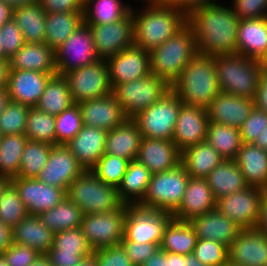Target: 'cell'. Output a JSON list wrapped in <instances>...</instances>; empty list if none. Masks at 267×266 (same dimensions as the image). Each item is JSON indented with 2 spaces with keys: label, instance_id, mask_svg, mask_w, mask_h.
Wrapping results in <instances>:
<instances>
[{
  "label": "cell",
  "instance_id": "6da1fadb",
  "mask_svg": "<svg viewBox=\"0 0 267 266\" xmlns=\"http://www.w3.org/2000/svg\"><path fill=\"white\" fill-rule=\"evenodd\" d=\"M240 19L231 7L221 4L202 6L187 16L196 38L198 53L209 56L236 54Z\"/></svg>",
  "mask_w": 267,
  "mask_h": 266
},
{
  "label": "cell",
  "instance_id": "7a4b0ae2",
  "mask_svg": "<svg viewBox=\"0 0 267 266\" xmlns=\"http://www.w3.org/2000/svg\"><path fill=\"white\" fill-rule=\"evenodd\" d=\"M147 4L140 13L133 8L130 11L134 45L150 52L181 30L187 24V16L162 1H147Z\"/></svg>",
  "mask_w": 267,
  "mask_h": 266
},
{
  "label": "cell",
  "instance_id": "3957f363",
  "mask_svg": "<svg viewBox=\"0 0 267 266\" xmlns=\"http://www.w3.org/2000/svg\"><path fill=\"white\" fill-rule=\"evenodd\" d=\"M171 90L183 104L207 108L221 92L215 56L197 53L171 85Z\"/></svg>",
  "mask_w": 267,
  "mask_h": 266
},
{
  "label": "cell",
  "instance_id": "277c9868",
  "mask_svg": "<svg viewBox=\"0 0 267 266\" xmlns=\"http://www.w3.org/2000/svg\"><path fill=\"white\" fill-rule=\"evenodd\" d=\"M150 70L170 86L198 53L192 28L186 24L175 35L150 52Z\"/></svg>",
  "mask_w": 267,
  "mask_h": 266
},
{
  "label": "cell",
  "instance_id": "5b68a950",
  "mask_svg": "<svg viewBox=\"0 0 267 266\" xmlns=\"http://www.w3.org/2000/svg\"><path fill=\"white\" fill-rule=\"evenodd\" d=\"M217 80L222 92L255 99L262 68L259 60L241 54L215 56Z\"/></svg>",
  "mask_w": 267,
  "mask_h": 266
},
{
  "label": "cell",
  "instance_id": "8992f818",
  "mask_svg": "<svg viewBox=\"0 0 267 266\" xmlns=\"http://www.w3.org/2000/svg\"><path fill=\"white\" fill-rule=\"evenodd\" d=\"M66 196L83 214L110 212L124 205L117 188L105 184L91 170H85L70 184Z\"/></svg>",
  "mask_w": 267,
  "mask_h": 266
},
{
  "label": "cell",
  "instance_id": "52a82bcc",
  "mask_svg": "<svg viewBox=\"0 0 267 266\" xmlns=\"http://www.w3.org/2000/svg\"><path fill=\"white\" fill-rule=\"evenodd\" d=\"M173 219V214L163 209L127 205L122 241L161 245L165 229Z\"/></svg>",
  "mask_w": 267,
  "mask_h": 266
},
{
  "label": "cell",
  "instance_id": "ba28073f",
  "mask_svg": "<svg viewBox=\"0 0 267 266\" xmlns=\"http://www.w3.org/2000/svg\"><path fill=\"white\" fill-rule=\"evenodd\" d=\"M170 90L171 86L165 80L151 72L142 78L116 85L112 93L127 118H134Z\"/></svg>",
  "mask_w": 267,
  "mask_h": 266
},
{
  "label": "cell",
  "instance_id": "9c48e42d",
  "mask_svg": "<svg viewBox=\"0 0 267 266\" xmlns=\"http://www.w3.org/2000/svg\"><path fill=\"white\" fill-rule=\"evenodd\" d=\"M189 178L181 163L174 169L152 174L146 194L139 204L173 213L183 200Z\"/></svg>",
  "mask_w": 267,
  "mask_h": 266
},
{
  "label": "cell",
  "instance_id": "30bf717a",
  "mask_svg": "<svg viewBox=\"0 0 267 266\" xmlns=\"http://www.w3.org/2000/svg\"><path fill=\"white\" fill-rule=\"evenodd\" d=\"M182 104L170 90L159 101L136 115L133 119L138 124L142 138L172 140Z\"/></svg>",
  "mask_w": 267,
  "mask_h": 266
},
{
  "label": "cell",
  "instance_id": "8fae6325",
  "mask_svg": "<svg viewBox=\"0 0 267 266\" xmlns=\"http://www.w3.org/2000/svg\"><path fill=\"white\" fill-rule=\"evenodd\" d=\"M127 205L98 214H84L80 229L93 251L121 244Z\"/></svg>",
  "mask_w": 267,
  "mask_h": 266
},
{
  "label": "cell",
  "instance_id": "7c38bea8",
  "mask_svg": "<svg viewBox=\"0 0 267 266\" xmlns=\"http://www.w3.org/2000/svg\"><path fill=\"white\" fill-rule=\"evenodd\" d=\"M69 83L74 103L100 98L112 93L108 66L99 59L90 65L76 68L63 75Z\"/></svg>",
  "mask_w": 267,
  "mask_h": 266
},
{
  "label": "cell",
  "instance_id": "4fadbf2b",
  "mask_svg": "<svg viewBox=\"0 0 267 266\" xmlns=\"http://www.w3.org/2000/svg\"><path fill=\"white\" fill-rule=\"evenodd\" d=\"M99 59L92 32L86 23L78 27L62 45L55 49L58 75H64L70 70L90 65Z\"/></svg>",
  "mask_w": 267,
  "mask_h": 266
},
{
  "label": "cell",
  "instance_id": "5bb4252c",
  "mask_svg": "<svg viewBox=\"0 0 267 266\" xmlns=\"http://www.w3.org/2000/svg\"><path fill=\"white\" fill-rule=\"evenodd\" d=\"M265 190L247 188L227 194L216 200V209L242 229L256 228L262 195Z\"/></svg>",
  "mask_w": 267,
  "mask_h": 266
},
{
  "label": "cell",
  "instance_id": "9a60e30c",
  "mask_svg": "<svg viewBox=\"0 0 267 266\" xmlns=\"http://www.w3.org/2000/svg\"><path fill=\"white\" fill-rule=\"evenodd\" d=\"M87 25L92 32L95 50L100 59L106 60L134 45L131 11L114 23Z\"/></svg>",
  "mask_w": 267,
  "mask_h": 266
},
{
  "label": "cell",
  "instance_id": "2e32d148",
  "mask_svg": "<svg viewBox=\"0 0 267 266\" xmlns=\"http://www.w3.org/2000/svg\"><path fill=\"white\" fill-rule=\"evenodd\" d=\"M112 89L151 73L150 53L135 45L105 60Z\"/></svg>",
  "mask_w": 267,
  "mask_h": 266
},
{
  "label": "cell",
  "instance_id": "e0dca14e",
  "mask_svg": "<svg viewBox=\"0 0 267 266\" xmlns=\"http://www.w3.org/2000/svg\"><path fill=\"white\" fill-rule=\"evenodd\" d=\"M84 171L70 149L64 144H58L51 148L48 161L37 179L67 192L70 184Z\"/></svg>",
  "mask_w": 267,
  "mask_h": 266
},
{
  "label": "cell",
  "instance_id": "ac0fdd59",
  "mask_svg": "<svg viewBox=\"0 0 267 266\" xmlns=\"http://www.w3.org/2000/svg\"><path fill=\"white\" fill-rule=\"evenodd\" d=\"M92 254L93 250L78 227L55 233L54 244L45 255L52 266H78Z\"/></svg>",
  "mask_w": 267,
  "mask_h": 266
},
{
  "label": "cell",
  "instance_id": "d6986e66",
  "mask_svg": "<svg viewBox=\"0 0 267 266\" xmlns=\"http://www.w3.org/2000/svg\"><path fill=\"white\" fill-rule=\"evenodd\" d=\"M11 183L16 187L29 215H39L50 210L66 197L63 188L44 184L37 178L15 176L11 178Z\"/></svg>",
  "mask_w": 267,
  "mask_h": 266
},
{
  "label": "cell",
  "instance_id": "ffe728a7",
  "mask_svg": "<svg viewBox=\"0 0 267 266\" xmlns=\"http://www.w3.org/2000/svg\"><path fill=\"white\" fill-rule=\"evenodd\" d=\"M209 122L206 108L182 104L172 138L177 149L182 152L187 147L206 141Z\"/></svg>",
  "mask_w": 267,
  "mask_h": 266
},
{
  "label": "cell",
  "instance_id": "44dd1931",
  "mask_svg": "<svg viewBox=\"0 0 267 266\" xmlns=\"http://www.w3.org/2000/svg\"><path fill=\"white\" fill-rule=\"evenodd\" d=\"M56 74L57 72L10 69L6 88L9 99L35 107L48 81Z\"/></svg>",
  "mask_w": 267,
  "mask_h": 266
},
{
  "label": "cell",
  "instance_id": "7402d4cb",
  "mask_svg": "<svg viewBox=\"0 0 267 266\" xmlns=\"http://www.w3.org/2000/svg\"><path fill=\"white\" fill-rule=\"evenodd\" d=\"M228 256L239 266H267V235L257 228L241 229L228 247Z\"/></svg>",
  "mask_w": 267,
  "mask_h": 266
},
{
  "label": "cell",
  "instance_id": "603a6c76",
  "mask_svg": "<svg viewBox=\"0 0 267 266\" xmlns=\"http://www.w3.org/2000/svg\"><path fill=\"white\" fill-rule=\"evenodd\" d=\"M83 125L101 128L107 131L122 124L127 116L113 93L78 103Z\"/></svg>",
  "mask_w": 267,
  "mask_h": 266
},
{
  "label": "cell",
  "instance_id": "cb8c5ba5",
  "mask_svg": "<svg viewBox=\"0 0 267 266\" xmlns=\"http://www.w3.org/2000/svg\"><path fill=\"white\" fill-rule=\"evenodd\" d=\"M255 106V99L221 91L206 109L210 122L240 128Z\"/></svg>",
  "mask_w": 267,
  "mask_h": 266
},
{
  "label": "cell",
  "instance_id": "d4e9b609",
  "mask_svg": "<svg viewBox=\"0 0 267 266\" xmlns=\"http://www.w3.org/2000/svg\"><path fill=\"white\" fill-rule=\"evenodd\" d=\"M180 156L172 140L142 138L136 160L156 174L174 169L180 164Z\"/></svg>",
  "mask_w": 267,
  "mask_h": 266
},
{
  "label": "cell",
  "instance_id": "484cf974",
  "mask_svg": "<svg viewBox=\"0 0 267 266\" xmlns=\"http://www.w3.org/2000/svg\"><path fill=\"white\" fill-rule=\"evenodd\" d=\"M214 209H216V199L207 179L190 177L183 200L172 214L178 221H190Z\"/></svg>",
  "mask_w": 267,
  "mask_h": 266
},
{
  "label": "cell",
  "instance_id": "4316f807",
  "mask_svg": "<svg viewBox=\"0 0 267 266\" xmlns=\"http://www.w3.org/2000/svg\"><path fill=\"white\" fill-rule=\"evenodd\" d=\"M107 132L83 125L76 136L65 144L84 170H91L104 155Z\"/></svg>",
  "mask_w": 267,
  "mask_h": 266
},
{
  "label": "cell",
  "instance_id": "83f0119b",
  "mask_svg": "<svg viewBox=\"0 0 267 266\" xmlns=\"http://www.w3.org/2000/svg\"><path fill=\"white\" fill-rule=\"evenodd\" d=\"M189 223L192 225L197 239L217 241L227 247L233 243L242 229L217 209L196 216Z\"/></svg>",
  "mask_w": 267,
  "mask_h": 266
},
{
  "label": "cell",
  "instance_id": "f1b7e54d",
  "mask_svg": "<svg viewBox=\"0 0 267 266\" xmlns=\"http://www.w3.org/2000/svg\"><path fill=\"white\" fill-rule=\"evenodd\" d=\"M142 134L133 118L107 132L104 154L114 155L129 161L136 160Z\"/></svg>",
  "mask_w": 267,
  "mask_h": 266
},
{
  "label": "cell",
  "instance_id": "f546056e",
  "mask_svg": "<svg viewBox=\"0 0 267 266\" xmlns=\"http://www.w3.org/2000/svg\"><path fill=\"white\" fill-rule=\"evenodd\" d=\"M12 242L28 246L45 255L54 244L55 233L47 228L38 215H28L11 228Z\"/></svg>",
  "mask_w": 267,
  "mask_h": 266
},
{
  "label": "cell",
  "instance_id": "4dcf8cb0",
  "mask_svg": "<svg viewBox=\"0 0 267 266\" xmlns=\"http://www.w3.org/2000/svg\"><path fill=\"white\" fill-rule=\"evenodd\" d=\"M8 62L9 69L57 72L55 50L46 43H25Z\"/></svg>",
  "mask_w": 267,
  "mask_h": 266
},
{
  "label": "cell",
  "instance_id": "1f68e13d",
  "mask_svg": "<svg viewBox=\"0 0 267 266\" xmlns=\"http://www.w3.org/2000/svg\"><path fill=\"white\" fill-rule=\"evenodd\" d=\"M267 50V17L240 20L237 54L260 60Z\"/></svg>",
  "mask_w": 267,
  "mask_h": 266
},
{
  "label": "cell",
  "instance_id": "d6a6232c",
  "mask_svg": "<svg viewBox=\"0 0 267 266\" xmlns=\"http://www.w3.org/2000/svg\"><path fill=\"white\" fill-rule=\"evenodd\" d=\"M235 161L248 186L267 190V150L243 143Z\"/></svg>",
  "mask_w": 267,
  "mask_h": 266
},
{
  "label": "cell",
  "instance_id": "836d02e7",
  "mask_svg": "<svg viewBox=\"0 0 267 266\" xmlns=\"http://www.w3.org/2000/svg\"><path fill=\"white\" fill-rule=\"evenodd\" d=\"M180 157L190 177L203 179L225 160L207 141L185 148Z\"/></svg>",
  "mask_w": 267,
  "mask_h": 266
},
{
  "label": "cell",
  "instance_id": "e575fe53",
  "mask_svg": "<svg viewBox=\"0 0 267 266\" xmlns=\"http://www.w3.org/2000/svg\"><path fill=\"white\" fill-rule=\"evenodd\" d=\"M47 13L40 1L13 9L12 19L19 26L26 43H44Z\"/></svg>",
  "mask_w": 267,
  "mask_h": 266
},
{
  "label": "cell",
  "instance_id": "d590c367",
  "mask_svg": "<svg viewBox=\"0 0 267 266\" xmlns=\"http://www.w3.org/2000/svg\"><path fill=\"white\" fill-rule=\"evenodd\" d=\"M206 179L216 200L248 187L235 159L224 160L208 174Z\"/></svg>",
  "mask_w": 267,
  "mask_h": 266
},
{
  "label": "cell",
  "instance_id": "8d00e7d4",
  "mask_svg": "<svg viewBox=\"0 0 267 266\" xmlns=\"http://www.w3.org/2000/svg\"><path fill=\"white\" fill-rule=\"evenodd\" d=\"M148 168L137 160L128 163L120 186L117 188L121 201L126 204H139L147 191L151 178Z\"/></svg>",
  "mask_w": 267,
  "mask_h": 266
},
{
  "label": "cell",
  "instance_id": "74e56055",
  "mask_svg": "<svg viewBox=\"0 0 267 266\" xmlns=\"http://www.w3.org/2000/svg\"><path fill=\"white\" fill-rule=\"evenodd\" d=\"M84 23L83 12L47 13L44 43L57 49Z\"/></svg>",
  "mask_w": 267,
  "mask_h": 266
},
{
  "label": "cell",
  "instance_id": "f35d334b",
  "mask_svg": "<svg viewBox=\"0 0 267 266\" xmlns=\"http://www.w3.org/2000/svg\"><path fill=\"white\" fill-rule=\"evenodd\" d=\"M74 104L69 83L63 75H54L47 83L36 108L57 116Z\"/></svg>",
  "mask_w": 267,
  "mask_h": 266
},
{
  "label": "cell",
  "instance_id": "ab89813d",
  "mask_svg": "<svg viewBox=\"0 0 267 266\" xmlns=\"http://www.w3.org/2000/svg\"><path fill=\"white\" fill-rule=\"evenodd\" d=\"M83 215V211L66 196L55 207L38 216L47 228L58 233L80 227Z\"/></svg>",
  "mask_w": 267,
  "mask_h": 266
},
{
  "label": "cell",
  "instance_id": "60d3db41",
  "mask_svg": "<svg viewBox=\"0 0 267 266\" xmlns=\"http://www.w3.org/2000/svg\"><path fill=\"white\" fill-rule=\"evenodd\" d=\"M197 235L189 221L173 219L166 227L160 248L165 252L193 254Z\"/></svg>",
  "mask_w": 267,
  "mask_h": 266
},
{
  "label": "cell",
  "instance_id": "b9f144b4",
  "mask_svg": "<svg viewBox=\"0 0 267 266\" xmlns=\"http://www.w3.org/2000/svg\"><path fill=\"white\" fill-rule=\"evenodd\" d=\"M121 0H84L83 18L86 24H108L124 18L131 10Z\"/></svg>",
  "mask_w": 267,
  "mask_h": 266
},
{
  "label": "cell",
  "instance_id": "7bdbcfd3",
  "mask_svg": "<svg viewBox=\"0 0 267 266\" xmlns=\"http://www.w3.org/2000/svg\"><path fill=\"white\" fill-rule=\"evenodd\" d=\"M206 141L226 160L235 159L242 140L239 128L209 122Z\"/></svg>",
  "mask_w": 267,
  "mask_h": 266
},
{
  "label": "cell",
  "instance_id": "ee69618b",
  "mask_svg": "<svg viewBox=\"0 0 267 266\" xmlns=\"http://www.w3.org/2000/svg\"><path fill=\"white\" fill-rule=\"evenodd\" d=\"M56 121L55 116L43 112L36 107H30L25 136L28 140L44 142L52 146L56 145Z\"/></svg>",
  "mask_w": 267,
  "mask_h": 266
},
{
  "label": "cell",
  "instance_id": "f6af8a7d",
  "mask_svg": "<svg viewBox=\"0 0 267 266\" xmlns=\"http://www.w3.org/2000/svg\"><path fill=\"white\" fill-rule=\"evenodd\" d=\"M28 138L25 134L3 135L0 142L1 176L13 178L18 175L21 156Z\"/></svg>",
  "mask_w": 267,
  "mask_h": 266
},
{
  "label": "cell",
  "instance_id": "bcb514c9",
  "mask_svg": "<svg viewBox=\"0 0 267 266\" xmlns=\"http://www.w3.org/2000/svg\"><path fill=\"white\" fill-rule=\"evenodd\" d=\"M52 147L44 142L28 140L22 152L17 177L37 178L48 161Z\"/></svg>",
  "mask_w": 267,
  "mask_h": 266
},
{
  "label": "cell",
  "instance_id": "7dc6e473",
  "mask_svg": "<svg viewBox=\"0 0 267 266\" xmlns=\"http://www.w3.org/2000/svg\"><path fill=\"white\" fill-rule=\"evenodd\" d=\"M129 160L104 154L91 171L105 184L118 188L126 173Z\"/></svg>",
  "mask_w": 267,
  "mask_h": 266
},
{
  "label": "cell",
  "instance_id": "c3c4849f",
  "mask_svg": "<svg viewBox=\"0 0 267 266\" xmlns=\"http://www.w3.org/2000/svg\"><path fill=\"white\" fill-rule=\"evenodd\" d=\"M29 215L16 187L10 183L0 199V220L9 227L15 226Z\"/></svg>",
  "mask_w": 267,
  "mask_h": 266
},
{
  "label": "cell",
  "instance_id": "681fc988",
  "mask_svg": "<svg viewBox=\"0 0 267 266\" xmlns=\"http://www.w3.org/2000/svg\"><path fill=\"white\" fill-rule=\"evenodd\" d=\"M30 107L9 100L0 114L1 135L25 134V127Z\"/></svg>",
  "mask_w": 267,
  "mask_h": 266
},
{
  "label": "cell",
  "instance_id": "f907efd6",
  "mask_svg": "<svg viewBox=\"0 0 267 266\" xmlns=\"http://www.w3.org/2000/svg\"><path fill=\"white\" fill-rule=\"evenodd\" d=\"M56 121V145L66 144L81 130L82 115L77 103L65 109L55 116Z\"/></svg>",
  "mask_w": 267,
  "mask_h": 266
},
{
  "label": "cell",
  "instance_id": "816d5d0a",
  "mask_svg": "<svg viewBox=\"0 0 267 266\" xmlns=\"http://www.w3.org/2000/svg\"><path fill=\"white\" fill-rule=\"evenodd\" d=\"M193 255L207 266H223L228 260V247L223 243L197 239Z\"/></svg>",
  "mask_w": 267,
  "mask_h": 266
},
{
  "label": "cell",
  "instance_id": "f5cc1de1",
  "mask_svg": "<svg viewBox=\"0 0 267 266\" xmlns=\"http://www.w3.org/2000/svg\"><path fill=\"white\" fill-rule=\"evenodd\" d=\"M266 125L267 112L255 106L239 128L242 143H254L256 137L264 131Z\"/></svg>",
  "mask_w": 267,
  "mask_h": 266
},
{
  "label": "cell",
  "instance_id": "db71d44e",
  "mask_svg": "<svg viewBox=\"0 0 267 266\" xmlns=\"http://www.w3.org/2000/svg\"><path fill=\"white\" fill-rule=\"evenodd\" d=\"M97 266H134L121 244L93 251Z\"/></svg>",
  "mask_w": 267,
  "mask_h": 266
},
{
  "label": "cell",
  "instance_id": "11a10c76",
  "mask_svg": "<svg viewBox=\"0 0 267 266\" xmlns=\"http://www.w3.org/2000/svg\"><path fill=\"white\" fill-rule=\"evenodd\" d=\"M0 32L4 55L7 59L15 54L26 43L19 26L13 19L6 22L0 28Z\"/></svg>",
  "mask_w": 267,
  "mask_h": 266
},
{
  "label": "cell",
  "instance_id": "9f6ffc18",
  "mask_svg": "<svg viewBox=\"0 0 267 266\" xmlns=\"http://www.w3.org/2000/svg\"><path fill=\"white\" fill-rule=\"evenodd\" d=\"M2 254L8 266H30L41 256L37 250L13 242Z\"/></svg>",
  "mask_w": 267,
  "mask_h": 266
},
{
  "label": "cell",
  "instance_id": "6f0895ef",
  "mask_svg": "<svg viewBox=\"0 0 267 266\" xmlns=\"http://www.w3.org/2000/svg\"><path fill=\"white\" fill-rule=\"evenodd\" d=\"M232 11L240 20L267 17V0H233Z\"/></svg>",
  "mask_w": 267,
  "mask_h": 266
},
{
  "label": "cell",
  "instance_id": "680465c9",
  "mask_svg": "<svg viewBox=\"0 0 267 266\" xmlns=\"http://www.w3.org/2000/svg\"><path fill=\"white\" fill-rule=\"evenodd\" d=\"M121 245L134 266H141L160 248L159 244L122 241Z\"/></svg>",
  "mask_w": 267,
  "mask_h": 266
},
{
  "label": "cell",
  "instance_id": "91938a15",
  "mask_svg": "<svg viewBox=\"0 0 267 266\" xmlns=\"http://www.w3.org/2000/svg\"><path fill=\"white\" fill-rule=\"evenodd\" d=\"M46 13L83 12L84 0H39Z\"/></svg>",
  "mask_w": 267,
  "mask_h": 266
},
{
  "label": "cell",
  "instance_id": "94428289",
  "mask_svg": "<svg viewBox=\"0 0 267 266\" xmlns=\"http://www.w3.org/2000/svg\"><path fill=\"white\" fill-rule=\"evenodd\" d=\"M164 4L169 5L188 16L191 12L202 6L216 4L215 0H161ZM214 1V2H213Z\"/></svg>",
  "mask_w": 267,
  "mask_h": 266
},
{
  "label": "cell",
  "instance_id": "6125c7cd",
  "mask_svg": "<svg viewBox=\"0 0 267 266\" xmlns=\"http://www.w3.org/2000/svg\"><path fill=\"white\" fill-rule=\"evenodd\" d=\"M256 107L267 112V73H262L255 97Z\"/></svg>",
  "mask_w": 267,
  "mask_h": 266
},
{
  "label": "cell",
  "instance_id": "be15d7a7",
  "mask_svg": "<svg viewBox=\"0 0 267 266\" xmlns=\"http://www.w3.org/2000/svg\"><path fill=\"white\" fill-rule=\"evenodd\" d=\"M256 228L267 235V190L262 195Z\"/></svg>",
  "mask_w": 267,
  "mask_h": 266
},
{
  "label": "cell",
  "instance_id": "e7e4bbea",
  "mask_svg": "<svg viewBox=\"0 0 267 266\" xmlns=\"http://www.w3.org/2000/svg\"><path fill=\"white\" fill-rule=\"evenodd\" d=\"M12 244L11 227L0 220V254Z\"/></svg>",
  "mask_w": 267,
  "mask_h": 266
},
{
  "label": "cell",
  "instance_id": "03108f58",
  "mask_svg": "<svg viewBox=\"0 0 267 266\" xmlns=\"http://www.w3.org/2000/svg\"><path fill=\"white\" fill-rule=\"evenodd\" d=\"M141 266H167V252L159 248Z\"/></svg>",
  "mask_w": 267,
  "mask_h": 266
},
{
  "label": "cell",
  "instance_id": "003e7915",
  "mask_svg": "<svg viewBox=\"0 0 267 266\" xmlns=\"http://www.w3.org/2000/svg\"><path fill=\"white\" fill-rule=\"evenodd\" d=\"M13 8L0 0V28L12 19Z\"/></svg>",
  "mask_w": 267,
  "mask_h": 266
},
{
  "label": "cell",
  "instance_id": "a7ac6f4b",
  "mask_svg": "<svg viewBox=\"0 0 267 266\" xmlns=\"http://www.w3.org/2000/svg\"><path fill=\"white\" fill-rule=\"evenodd\" d=\"M9 70L8 60H0V89L7 88Z\"/></svg>",
  "mask_w": 267,
  "mask_h": 266
},
{
  "label": "cell",
  "instance_id": "89a4df30",
  "mask_svg": "<svg viewBox=\"0 0 267 266\" xmlns=\"http://www.w3.org/2000/svg\"><path fill=\"white\" fill-rule=\"evenodd\" d=\"M167 266H185V255L167 252Z\"/></svg>",
  "mask_w": 267,
  "mask_h": 266
},
{
  "label": "cell",
  "instance_id": "2644e50d",
  "mask_svg": "<svg viewBox=\"0 0 267 266\" xmlns=\"http://www.w3.org/2000/svg\"><path fill=\"white\" fill-rule=\"evenodd\" d=\"M253 144L260 147L261 149L267 150V125L264 131L256 137V140Z\"/></svg>",
  "mask_w": 267,
  "mask_h": 266
},
{
  "label": "cell",
  "instance_id": "8c879c8a",
  "mask_svg": "<svg viewBox=\"0 0 267 266\" xmlns=\"http://www.w3.org/2000/svg\"><path fill=\"white\" fill-rule=\"evenodd\" d=\"M2 1H4L6 4H8L11 8L14 9V8L21 7L27 4H32L39 0H2Z\"/></svg>",
  "mask_w": 267,
  "mask_h": 266
},
{
  "label": "cell",
  "instance_id": "753ad0ef",
  "mask_svg": "<svg viewBox=\"0 0 267 266\" xmlns=\"http://www.w3.org/2000/svg\"><path fill=\"white\" fill-rule=\"evenodd\" d=\"M185 266H207L198 260L193 254L185 255Z\"/></svg>",
  "mask_w": 267,
  "mask_h": 266
},
{
  "label": "cell",
  "instance_id": "34e18365",
  "mask_svg": "<svg viewBox=\"0 0 267 266\" xmlns=\"http://www.w3.org/2000/svg\"><path fill=\"white\" fill-rule=\"evenodd\" d=\"M9 96L7 89H0V114L3 112V110L6 107V104L9 101Z\"/></svg>",
  "mask_w": 267,
  "mask_h": 266
},
{
  "label": "cell",
  "instance_id": "11e5206c",
  "mask_svg": "<svg viewBox=\"0 0 267 266\" xmlns=\"http://www.w3.org/2000/svg\"><path fill=\"white\" fill-rule=\"evenodd\" d=\"M30 266H52L46 255H41Z\"/></svg>",
  "mask_w": 267,
  "mask_h": 266
},
{
  "label": "cell",
  "instance_id": "2a66077c",
  "mask_svg": "<svg viewBox=\"0 0 267 266\" xmlns=\"http://www.w3.org/2000/svg\"><path fill=\"white\" fill-rule=\"evenodd\" d=\"M11 183V178L0 176V199L4 194L6 187Z\"/></svg>",
  "mask_w": 267,
  "mask_h": 266
},
{
  "label": "cell",
  "instance_id": "b9fcfbb0",
  "mask_svg": "<svg viewBox=\"0 0 267 266\" xmlns=\"http://www.w3.org/2000/svg\"><path fill=\"white\" fill-rule=\"evenodd\" d=\"M259 62H260L261 68H262V72L267 73V50H266L265 54L261 57Z\"/></svg>",
  "mask_w": 267,
  "mask_h": 266
},
{
  "label": "cell",
  "instance_id": "09005b40",
  "mask_svg": "<svg viewBox=\"0 0 267 266\" xmlns=\"http://www.w3.org/2000/svg\"><path fill=\"white\" fill-rule=\"evenodd\" d=\"M78 266H97L93 257L83 260Z\"/></svg>",
  "mask_w": 267,
  "mask_h": 266
},
{
  "label": "cell",
  "instance_id": "979ff035",
  "mask_svg": "<svg viewBox=\"0 0 267 266\" xmlns=\"http://www.w3.org/2000/svg\"><path fill=\"white\" fill-rule=\"evenodd\" d=\"M1 41H2V37H1V32H0V60H8L4 55L3 46H2Z\"/></svg>",
  "mask_w": 267,
  "mask_h": 266
},
{
  "label": "cell",
  "instance_id": "deb4b68c",
  "mask_svg": "<svg viewBox=\"0 0 267 266\" xmlns=\"http://www.w3.org/2000/svg\"><path fill=\"white\" fill-rule=\"evenodd\" d=\"M0 266H8L7 261L3 254H0Z\"/></svg>",
  "mask_w": 267,
  "mask_h": 266
},
{
  "label": "cell",
  "instance_id": "67dfc351",
  "mask_svg": "<svg viewBox=\"0 0 267 266\" xmlns=\"http://www.w3.org/2000/svg\"><path fill=\"white\" fill-rule=\"evenodd\" d=\"M223 266H239L235 263L230 262L229 260Z\"/></svg>",
  "mask_w": 267,
  "mask_h": 266
},
{
  "label": "cell",
  "instance_id": "b62a3aed",
  "mask_svg": "<svg viewBox=\"0 0 267 266\" xmlns=\"http://www.w3.org/2000/svg\"><path fill=\"white\" fill-rule=\"evenodd\" d=\"M0 176H1V152H0Z\"/></svg>",
  "mask_w": 267,
  "mask_h": 266
},
{
  "label": "cell",
  "instance_id": "603ad722",
  "mask_svg": "<svg viewBox=\"0 0 267 266\" xmlns=\"http://www.w3.org/2000/svg\"><path fill=\"white\" fill-rule=\"evenodd\" d=\"M143 1L147 2V1H161V0H143Z\"/></svg>",
  "mask_w": 267,
  "mask_h": 266
}]
</instances>
